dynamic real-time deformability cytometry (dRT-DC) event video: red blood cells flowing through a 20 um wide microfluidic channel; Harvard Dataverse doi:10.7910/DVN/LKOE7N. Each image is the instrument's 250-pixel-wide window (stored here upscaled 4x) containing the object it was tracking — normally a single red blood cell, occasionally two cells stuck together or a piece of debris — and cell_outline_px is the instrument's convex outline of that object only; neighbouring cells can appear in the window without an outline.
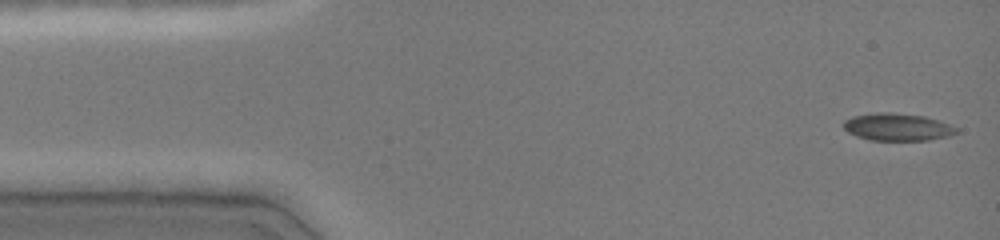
{"species": "common noctule bat (a hibernating species)", "species_latin": "Nyctalus noctula", "temperature_condition": "cold", "stored_images_in_passage": 46, "camera_frame_rate_fps": 3000, "um_per_image_px": 0.085, "animal": {"sex": "female", "body_mass_g": 19.0, "forearm_length_mm": 51.5}, "frame": {"image": 1, "passage_image": 1, "time_ms": 0.0, "image_size_px": [1000, 240], "cell_outline_px": [[960, 132], [948, 136], [928, 140], [868, 140], [856, 136], [848, 132], [844, 128], [844, 120], [852, 116], [880, 112], [888, 112], [924, 116], [940, 120], [960, 128]], "centroid_in_image_um": [76.32, 10.8], "position_along_channel_um": 8.7, "area_um2": 18.15}}
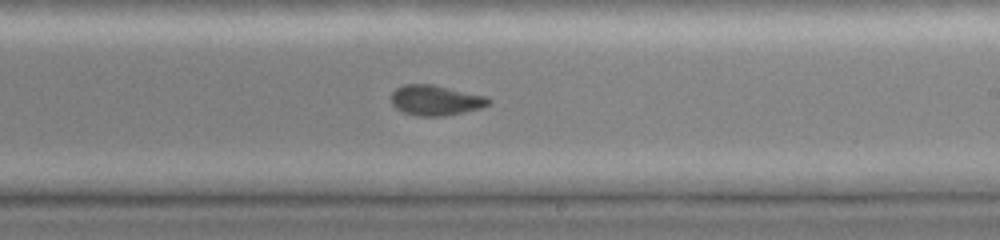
{"frame": {"image": 2, "passage_image": 27, "time_ms": 8.667, "image_size_px": [1000, 240], "cell_outline_px": [[492, 100], [488, 104], [480, 108], [464, 112], [444, 116], [416, 116], [404, 112], [396, 108], [392, 104], [392, 92], [396, 88], [404, 84], [432, 84], [488, 96]], "centroid_in_image_um": [37.04, 8.52], "position_along_channel_um": 252.0, "area_um2": 17.22}}
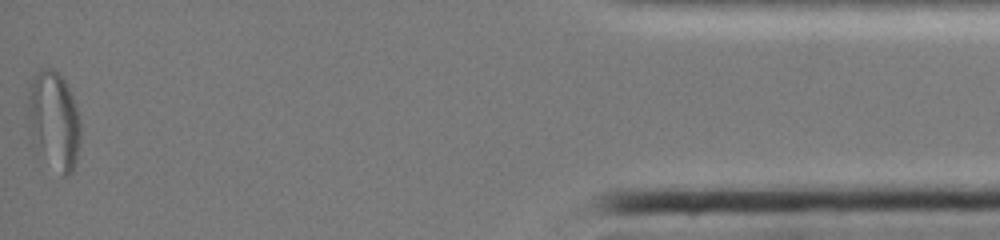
{"frame": {"image": 3, "passage_image": 46, "time_ms": 15.0, "image_size_px": [1000, 240], "cell_outline_px": [[80, 144], [76, 160], [72, 172], [68, 176], [64, 176], [36, 152], [32, 136], [28, 116], [28, 80], [40, 68], [52, 68], [64, 80], [72, 96], [76, 108], [80, 124]], "centroid_in_image_um": [4.56, 10.22], "position_along_channel_um": 430.6, "area_um2": 30.17}, "authors_computed_cell_mechanics": {"area_um2": 17.8602, "velocity_mm_per_s": 4.0437, "shape_relaxation_time_tau1_ms": null, "shape_relaxation_time_tau2_ms": 0.9719, "deformation_change_tau1": null, "deformation_change_tau2": 0.0421}}